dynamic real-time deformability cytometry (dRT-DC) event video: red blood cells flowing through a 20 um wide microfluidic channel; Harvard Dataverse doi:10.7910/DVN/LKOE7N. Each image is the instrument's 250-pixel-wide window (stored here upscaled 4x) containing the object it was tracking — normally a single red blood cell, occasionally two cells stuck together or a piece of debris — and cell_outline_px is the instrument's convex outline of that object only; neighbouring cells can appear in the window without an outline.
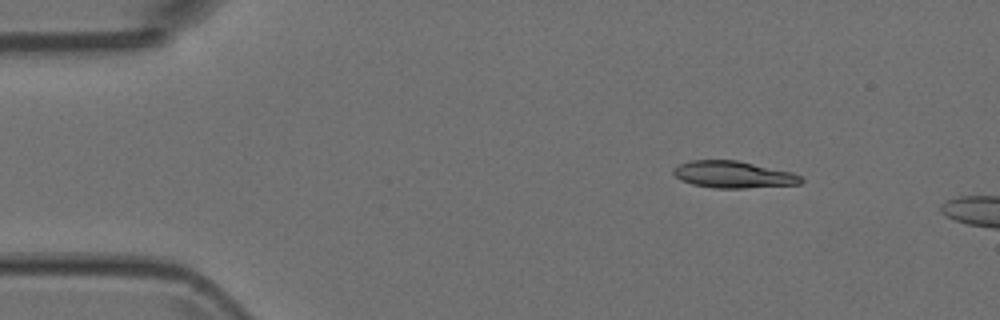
{"species": "Egyptian fruit bat (a non-hibernating species)", "species_latin": "Rousettus aegyptiacus", "temperature_condition": "room temperature", "stored_images_in_passage": 3, "camera_frame_rate_fps": 3000, "um_per_image_px": 0.085, "animal": {"sex": "female"}, "frame": {"image": 1, "passage_image": 1, "time_ms": 0.0, "image_size_px": [1000, 320], "cell_outline_px": [[804, 180], [800, 184], [744, 188], [716, 188], [692, 184], [680, 180], [672, 172], [672, 168], [680, 164], [692, 160], [736, 160], [792, 172], [800, 176]], "centroid_in_image_um": [62.31, 14.84], "position_along_channel_um": 22.7, "area_um2": 19.88}}